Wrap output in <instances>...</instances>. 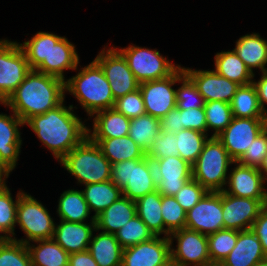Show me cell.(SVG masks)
I'll return each instance as SVG.
<instances>
[{"instance_id": "obj_48", "label": "cell", "mask_w": 267, "mask_h": 266, "mask_svg": "<svg viewBox=\"0 0 267 266\" xmlns=\"http://www.w3.org/2000/svg\"><path fill=\"white\" fill-rule=\"evenodd\" d=\"M183 129L196 130L205 134L207 133V122L204 107L180 109Z\"/></svg>"}, {"instance_id": "obj_57", "label": "cell", "mask_w": 267, "mask_h": 266, "mask_svg": "<svg viewBox=\"0 0 267 266\" xmlns=\"http://www.w3.org/2000/svg\"><path fill=\"white\" fill-rule=\"evenodd\" d=\"M6 184V181H0V189Z\"/></svg>"}, {"instance_id": "obj_31", "label": "cell", "mask_w": 267, "mask_h": 266, "mask_svg": "<svg viewBox=\"0 0 267 266\" xmlns=\"http://www.w3.org/2000/svg\"><path fill=\"white\" fill-rule=\"evenodd\" d=\"M84 186L85 189L81 191L88 204L90 212H95L93 215L94 218L101 214L114 201H117L123 196L122 190L111 180Z\"/></svg>"}, {"instance_id": "obj_1", "label": "cell", "mask_w": 267, "mask_h": 266, "mask_svg": "<svg viewBox=\"0 0 267 266\" xmlns=\"http://www.w3.org/2000/svg\"><path fill=\"white\" fill-rule=\"evenodd\" d=\"M73 108L76 107H66L63 101L54 109L30 117L24 123L58 161L88 136V127L73 113Z\"/></svg>"}, {"instance_id": "obj_12", "label": "cell", "mask_w": 267, "mask_h": 266, "mask_svg": "<svg viewBox=\"0 0 267 266\" xmlns=\"http://www.w3.org/2000/svg\"><path fill=\"white\" fill-rule=\"evenodd\" d=\"M106 47L94 59L108 80L114 99L139 89L140 83L128 67L126 59L115 48Z\"/></svg>"}, {"instance_id": "obj_2", "label": "cell", "mask_w": 267, "mask_h": 266, "mask_svg": "<svg viewBox=\"0 0 267 266\" xmlns=\"http://www.w3.org/2000/svg\"><path fill=\"white\" fill-rule=\"evenodd\" d=\"M65 101V80L32 69L10 97L0 103L24 123Z\"/></svg>"}, {"instance_id": "obj_47", "label": "cell", "mask_w": 267, "mask_h": 266, "mask_svg": "<svg viewBox=\"0 0 267 266\" xmlns=\"http://www.w3.org/2000/svg\"><path fill=\"white\" fill-rule=\"evenodd\" d=\"M208 191L195 179L191 178L174 195L181 207L188 212L192 209Z\"/></svg>"}, {"instance_id": "obj_37", "label": "cell", "mask_w": 267, "mask_h": 266, "mask_svg": "<svg viewBox=\"0 0 267 266\" xmlns=\"http://www.w3.org/2000/svg\"><path fill=\"white\" fill-rule=\"evenodd\" d=\"M238 239V231L222 229L207 235L208 250L213 266H219L221 262L233 250Z\"/></svg>"}, {"instance_id": "obj_35", "label": "cell", "mask_w": 267, "mask_h": 266, "mask_svg": "<svg viewBox=\"0 0 267 266\" xmlns=\"http://www.w3.org/2000/svg\"><path fill=\"white\" fill-rule=\"evenodd\" d=\"M160 131L159 118L144 114L131 119L128 136L146 153Z\"/></svg>"}, {"instance_id": "obj_40", "label": "cell", "mask_w": 267, "mask_h": 266, "mask_svg": "<svg viewBox=\"0 0 267 266\" xmlns=\"http://www.w3.org/2000/svg\"><path fill=\"white\" fill-rule=\"evenodd\" d=\"M115 236L123 249L135 246L136 244L150 240L154 237L153 233L138 215L134 216L130 221L123 225L115 233Z\"/></svg>"}, {"instance_id": "obj_32", "label": "cell", "mask_w": 267, "mask_h": 266, "mask_svg": "<svg viewBox=\"0 0 267 266\" xmlns=\"http://www.w3.org/2000/svg\"><path fill=\"white\" fill-rule=\"evenodd\" d=\"M136 213L154 236L164 234V220L161 214L162 195L155 190L135 201Z\"/></svg>"}, {"instance_id": "obj_5", "label": "cell", "mask_w": 267, "mask_h": 266, "mask_svg": "<svg viewBox=\"0 0 267 266\" xmlns=\"http://www.w3.org/2000/svg\"><path fill=\"white\" fill-rule=\"evenodd\" d=\"M79 184H94L111 180L112 164L101 148L88 136L60 161Z\"/></svg>"}, {"instance_id": "obj_8", "label": "cell", "mask_w": 267, "mask_h": 266, "mask_svg": "<svg viewBox=\"0 0 267 266\" xmlns=\"http://www.w3.org/2000/svg\"><path fill=\"white\" fill-rule=\"evenodd\" d=\"M16 224L25 233V239L13 240L28 244L36 240L52 239L55 223L49 211L29 193L18 198Z\"/></svg>"}, {"instance_id": "obj_15", "label": "cell", "mask_w": 267, "mask_h": 266, "mask_svg": "<svg viewBox=\"0 0 267 266\" xmlns=\"http://www.w3.org/2000/svg\"><path fill=\"white\" fill-rule=\"evenodd\" d=\"M222 191H208L201 200L186 212L185 228L205 235L224 229Z\"/></svg>"}, {"instance_id": "obj_25", "label": "cell", "mask_w": 267, "mask_h": 266, "mask_svg": "<svg viewBox=\"0 0 267 266\" xmlns=\"http://www.w3.org/2000/svg\"><path fill=\"white\" fill-rule=\"evenodd\" d=\"M136 215L135 201L122 196L95 218L96 231L115 234Z\"/></svg>"}, {"instance_id": "obj_16", "label": "cell", "mask_w": 267, "mask_h": 266, "mask_svg": "<svg viewBox=\"0 0 267 266\" xmlns=\"http://www.w3.org/2000/svg\"><path fill=\"white\" fill-rule=\"evenodd\" d=\"M267 199L236 197L222 191V213L224 229L250 230Z\"/></svg>"}, {"instance_id": "obj_26", "label": "cell", "mask_w": 267, "mask_h": 266, "mask_svg": "<svg viewBox=\"0 0 267 266\" xmlns=\"http://www.w3.org/2000/svg\"><path fill=\"white\" fill-rule=\"evenodd\" d=\"M246 67L253 73L254 68L267 71V40L260 34L252 33L240 37L233 49Z\"/></svg>"}, {"instance_id": "obj_39", "label": "cell", "mask_w": 267, "mask_h": 266, "mask_svg": "<svg viewBox=\"0 0 267 266\" xmlns=\"http://www.w3.org/2000/svg\"><path fill=\"white\" fill-rule=\"evenodd\" d=\"M204 111L207 122V132L213 129L211 137H217L230 124L233 116L230 103L223 101H208L204 104Z\"/></svg>"}, {"instance_id": "obj_56", "label": "cell", "mask_w": 267, "mask_h": 266, "mask_svg": "<svg viewBox=\"0 0 267 266\" xmlns=\"http://www.w3.org/2000/svg\"><path fill=\"white\" fill-rule=\"evenodd\" d=\"M259 266H267V259L264 260Z\"/></svg>"}, {"instance_id": "obj_51", "label": "cell", "mask_w": 267, "mask_h": 266, "mask_svg": "<svg viewBox=\"0 0 267 266\" xmlns=\"http://www.w3.org/2000/svg\"><path fill=\"white\" fill-rule=\"evenodd\" d=\"M68 266H98L91 253L86 250L69 254Z\"/></svg>"}, {"instance_id": "obj_44", "label": "cell", "mask_w": 267, "mask_h": 266, "mask_svg": "<svg viewBox=\"0 0 267 266\" xmlns=\"http://www.w3.org/2000/svg\"><path fill=\"white\" fill-rule=\"evenodd\" d=\"M146 156L149 158L179 156L176 133L160 131L151 148L146 152Z\"/></svg>"}, {"instance_id": "obj_49", "label": "cell", "mask_w": 267, "mask_h": 266, "mask_svg": "<svg viewBox=\"0 0 267 266\" xmlns=\"http://www.w3.org/2000/svg\"><path fill=\"white\" fill-rule=\"evenodd\" d=\"M252 232L259 239L262 250L267 258V206L265 205L260 211L259 216L255 219L251 227Z\"/></svg>"}, {"instance_id": "obj_50", "label": "cell", "mask_w": 267, "mask_h": 266, "mask_svg": "<svg viewBox=\"0 0 267 266\" xmlns=\"http://www.w3.org/2000/svg\"><path fill=\"white\" fill-rule=\"evenodd\" d=\"M160 130L168 133H177L183 129L180 109L175 107L164 117L159 119Z\"/></svg>"}, {"instance_id": "obj_19", "label": "cell", "mask_w": 267, "mask_h": 266, "mask_svg": "<svg viewBox=\"0 0 267 266\" xmlns=\"http://www.w3.org/2000/svg\"><path fill=\"white\" fill-rule=\"evenodd\" d=\"M184 73L193 81L205 102L230 103L240 85L220 76L215 70H194L183 67Z\"/></svg>"}, {"instance_id": "obj_28", "label": "cell", "mask_w": 267, "mask_h": 266, "mask_svg": "<svg viewBox=\"0 0 267 266\" xmlns=\"http://www.w3.org/2000/svg\"><path fill=\"white\" fill-rule=\"evenodd\" d=\"M101 148L104 156L111 164L126 160L143 159L145 151L140 148L128 135L110 139H91Z\"/></svg>"}, {"instance_id": "obj_13", "label": "cell", "mask_w": 267, "mask_h": 266, "mask_svg": "<svg viewBox=\"0 0 267 266\" xmlns=\"http://www.w3.org/2000/svg\"><path fill=\"white\" fill-rule=\"evenodd\" d=\"M267 128V118L233 117L225 130L217 136L231 158L237 162L252 141Z\"/></svg>"}, {"instance_id": "obj_38", "label": "cell", "mask_w": 267, "mask_h": 266, "mask_svg": "<svg viewBox=\"0 0 267 266\" xmlns=\"http://www.w3.org/2000/svg\"><path fill=\"white\" fill-rule=\"evenodd\" d=\"M176 137L179 156L190 165L196 162L209 138L208 134L191 129H182L176 133Z\"/></svg>"}, {"instance_id": "obj_45", "label": "cell", "mask_w": 267, "mask_h": 266, "mask_svg": "<svg viewBox=\"0 0 267 266\" xmlns=\"http://www.w3.org/2000/svg\"><path fill=\"white\" fill-rule=\"evenodd\" d=\"M114 108L129 119L146 114L143 96L140 89L119 97L115 101Z\"/></svg>"}, {"instance_id": "obj_21", "label": "cell", "mask_w": 267, "mask_h": 266, "mask_svg": "<svg viewBox=\"0 0 267 266\" xmlns=\"http://www.w3.org/2000/svg\"><path fill=\"white\" fill-rule=\"evenodd\" d=\"M90 224L85 222H68L60 220L55 224L53 239L68 253L88 250L93 231H96V221L91 216Z\"/></svg>"}, {"instance_id": "obj_36", "label": "cell", "mask_w": 267, "mask_h": 266, "mask_svg": "<svg viewBox=\"0 0 267 266\" xmlns=\"http://www.w3.org/2000/svg\"><path fill=\"white\" fill-rule=\"evenodd\" d=\"M24 192L20 190L15 201L13 200L10 189L7 184H5L0 189V239H13L15 236V226H16V213L18 198Z\"/></svg>"}, {"instance_id": "obj_22", "label": "cell", "mask_w": 267, "mask_h": 266, "mask_svg": "<svg viewBox=\"0 0 267 266\" xmlns=\"http://www.w3.org/2000/svg\"><path fill=\"white\" fill-rule=\"evenodd\" d=\"M24 122L13 112L0 114V159L12 171L15 169L22 145L19 127Z\"/></svg>"}, {"instance_id": "obj_9", "label": "cell", "mask_w": 267, "mask_h": 266, "mask_svg": "<svg viewBox=\"0 0 267 266\" xmlns=\"http://www.w3.org/2000/svg\"><path fill=\"white\" fill-rule=\"evenodd\" d=\"M126 59L128 67L141 84L172 75L180 65H175L156 49L135 45L126 48L115 47Z\"/></svg>"}, {"instance_id": "obj_11", "label": "cell", "mask_w": 267, "mask_h": 266, "mask_svg": "<svg viewBox=\"0 0 267 266\" xmlns=\"http://www.w3.org/2000/svg\"><path fill=\"white\" fill-rule=\"evenodd\" d=\"M174 238L177 240L176 249L172 248ZM171 260L175 266H213L211 264L207 235L182 228L171 232Z\"/></svg>"}, {"instance_id": "obj_33", "label": "cell", "mask_w": 267, "mask_h": 266, "mask_svg": "<svg viewBox=\"0 0 267 266\" xmlns=\"http://www.w3.org/2000/svg\"><path fill=\"white\" fill-rule=\"evenodd\" d=\"M232 116L237 118H267L262 110L253 83L240 85L230 102Z\"/></svg>"}, {"instance_id": "obj_3", "label": "cell", "mask_w": 267, "mask_h": 266, "mask_svg": "<svg viewBox=\"0 0 267 266\" xmlns=\"http://www.w3.org/2000/svg\"><path fill=\"white\" fill-rule=\"evenodd\" d=\"M19 45L31 69L63 80L64 70H76L80 63L74 44L50 32H37Z\"/></svg>"}, {"instance_id": "obj_17", "label": "cell", "mask_w": 267, "mask_h": 266, "mask_svg": "<svg viewBox=\"0 0 267 266\" xmlns=\"http://www.w3.org/2000/svg\"><path fill=\"white\" fill-rule=\"evenodd\" d=\"M157 180V191L163 196H174L192 178V165L180 156L150 158Z\"/></svg>"}, {"instance_id": "obj_6", "label": "cell", "mask_w": 267, "mask_h": 266, "mask_svg": "<svg viewBox=\"0 0 267 266\" xmlns=\"http://www.w3.org/2000/svg\"><path fill=\"white\" fill-rule=\"evenodd\" d=\"M234 162L223 143L217 137H209L192 165V178L207 191H223L226 188L229 166Z\"/></svg>"}, {"instance_id": "obj_41", "label": "cell", "mask_w": 267, "mask_h": 266, "mask_svg": "<svg viewBox=\"0 0 267 266\" xmlns=\"http://www.w3.org/2000/svg\"><path fill=\"white\" fill-rule=\"evenodd\" d=\"M0 266H33L26 244L0 239Z\"/></svg>"}, {"instance_id": "obj_46", "label": "cell", "mask_w": 267, "mask_h": 266, "mask_svg": "<svg viewBox=\"0 0 267 266\" xmlns=\"http://www.w3.org/2000/svg\"><path fill=\"white\" fill-rule=\"evenodd\" d=\"M267 153V128L252 141L244 155L237 161L244 166L259 168Z\"/></svg>"}, {"instance_id": "obj_30", "label": "cell", "mask_w": 267, "mask_h": 266, "mask_svg": "<svg viewBox=\"0 0 267 266\" xmlns=\"http://www.w3.org/2000/svg\"><path fill=\"white\" fill-rule=\"evenodd\" d=\"M214 62V70L220 76L236 82L238 85L250 84L254 79L255 74H252L234 50L218 52Z\"/></svg>"}, {"instance_id": "obj_42", "label": "cell", "mask_w": 267, "mask_h": 266, "mask_svg": "<svg viewBox=\"0 0 267 266\" xmlns=\"http://www.w3.org/2000/svg\"><path fill=\"white\" fill-rule=\"evenodd\" d=\"M161 214L164 220L165 237H169L171 232L185 228L186 211L174 196L162 195Z\"/></svg>"}, {"instance_id": "obj_27", "label": "cell", "mask_w": 267, "mask_h": 266, "mask_svg": "<svg viewBox=\"0 0 267 266\" xmlns=\"http://www.w3.org/2000/svg\"><path fill=\"white\" fill-rule=\"evenodd\" d=\"M88 251L98 266H121L123 247L115 234L100 232L91 237Z\"/></svg>"}, {"instance_id": "obj_52", "label": "cell", "mask_w": 267, "mask_h": 266, "mask_svg": "<svg viewBox=\"0 0 267 266\" xmlns=\"http://www.w3.org/2000/svg\"><path fill=\"white\" fill-rule=\"evenodd\" d=\"M252 83L256 88L259 104L264 113L267 114V109L265 107V104H267V71L262 72L261 79L257 82L253 80Z\"/></svg>"}, {"instance_id": "obj_34", "label": "cell", "mask_w": 267, "mask_h": 266, "mask_svg": "<svg viewBox=\"0 0 267 266\" xmlns=\"http://www.w3.org/2000/svg\"><path fill=\"white\" fill-rule=\"evenodd\" d=\"M57 214L60 220L85 222L91 214L81 190L68 189L58 200Z\"/></svg>"}, {"instance_id": "obj_54", "label": "cell", "mask_w": 267, "mask_h": 266, "mask_svg": "<svg viewBox=\"0 0 267 266\" xmlns=\"http://www.w3.org/2000/svg\"><path fill=\"white\" fill-rule=\"evenodd\" d=\"M258 171L262 175L264 182L267 184V153L263 159V162L260 164Z\"/></svg>"}, {"instance_id": "obj_7", "label": "cell", "mask_w": 267, "mask_h": 266, "mask_svg": "<svg viewBox=\"0 0 267 266\" xmlns=\"http://www.w3.org/2000/svg\"><path fill=\"white\" fill-rule=\"evenodd\" d=\"M111 181L122 190L123 196L133 201L157 190L154 166L147 156L112 164Z\"/></svg>"}, {"instance_id": "obj_20", "label": "cell", "mask_w": 267, "mask_h": 266, "mask_svg": "<svg viewBox=\"0 0 267 266\" xmlns=\"http://www.w3.org/2000/svg\"><path fill=\"white\" fill-rule=\"evenodd\" d=\"M236 167L228 173V181L223 191L236 197L267 199V186L258 168L234 162Z\"/></svg>"}, {"instance_id": "obj_43", "label": "cell", "mask_w": 267, "mask_h": 266, "mask_svg": "<svg viewBox=\"0 0 267 266\" xmlns=\"http://www.w3.org/2000/svg\"><path fill=\"white\" fill-rule=\"evenodd\" d=\"M180 82L182 83L181 86L176 89L177 107L182 110L204 107L203 96L198 92L193 81L184 73L181 66Z\"/></svg>"}, {"instance_id": "obj_55", "label": "cell", "mask_w": 267, "mask_h": 266, "mask_svg": "<svg viewBox=\"0 0 267 266\" xmlns=\"http://www.w3.org/2000/svg\"><path fill=\"white\" fill-rule=\"evenodd\" d=\"M162 266H175L174 263L172 262V260L170 259L166 264L162 265Z\"/></svg>"}, {"instance_id": "obj_18", "label": "cell", "mask_w": 267, "mask_h": 266, "mask_svg": "<svg viewBox=\"0 0 267 266\" xmlns=\"http://www.w3.org/2000/svg\"><path fill=\"white\" fill-rule=\"evenodd\" d=\"M169 237L154 236L123 249L121 266H162L171 259Z\"/></svg>"}, {"instance_id": "obj_29", "label": "cell", "mask_w": 267, "mask_h": 266, "mask_svg": "<svg viewBox=\"0 0 267 266\" xmlns=\"http://www.w3.org/2000/svg\"><path fill=\"white\" fill-rule=\"evenodd\" d=\"M33 242L26 244L33 266H68L69 254L53 238Z\"/></svg>"}, {"instance_id": "obj_23", "label": "cell", "mask_w": 267, "mask_h": 266, "mask_svg": "<svg viewBox=\"0 0 267 266\" xmlns=\"http://www.w3.org/2000/svg\"><path fill=\"white\" fill-rule=\"evenodd\" d=\"M266 259L259 239L250 229L238 231L235 247L219 266H259Z\"/></svg>"}, {"instance_id": "obj_24", "label": "cell", "mask_w": 267, "mask_h": 266, "mask_svg": "<svg viewBox=\"0 0 267 266\" xmlns=\"http://www.w3.org/2000/svg\"><path fill=\"white\" fill-rule=\"evenodd\" d=\"M93 116V132L88 129L90 139H110L128 135L131 119L115 108L99 111Z\"/></svg>"}, {"instance_id": "obj_14", "label": "cell", "mask_w": 267, "mask_h": 266, "mask_svg": "<svg viewBox=\"0 0 267 266\" xmlns=\"http://www.w3.org/2000/svg\"><path fill=\"white\" fill-rule=\"evenodd\" d=\"M175 83H180V67L166 78L140 84L146 114L160 119L177 107Z\"/></svg>"}, {"instance_id": "obj_53", "label": "cell", "mask_w": 267, "mask_h": 266, "mask_svg": "<svg viewBox=\"0 0 267 266\" xmlns=\"http://www.w3.org/2000/svg\"><path fill=\"white\" fill-rule=\"evenodd\" d=\"M12 171L0 159V181H6Z\"/></svg>"}, {"instance_id": "obj_10", "label": "cell", "mask_w": 267, "mask_h": 266, "mask_svg": "<svg viewBox=\"0 0 267 266\" xmlns=\"http://www.w3.org/2000/svg\"><path fill=\"white\" fill-rule=\"evenodd\" d=\"M32 69L19 43L0 39V103H4Z\"/></svg>"}, {"instance_id": "obj_4", "label": "cell", "mask_w": 267, "mask_h": 266, "mask_svg": "<svg viewBox=\"0 0 267 266\" xmlns=\"http://www.w3.org/2000/svg\"><path fill=\"white\" fill-rule=\"evenodd\" d=\"M67 91L77 98L91 118L95 113L115 106L116 100L110 84L95 60L82 67L75 76L65 80V92Z\"/></svg>"}]
</instances>
